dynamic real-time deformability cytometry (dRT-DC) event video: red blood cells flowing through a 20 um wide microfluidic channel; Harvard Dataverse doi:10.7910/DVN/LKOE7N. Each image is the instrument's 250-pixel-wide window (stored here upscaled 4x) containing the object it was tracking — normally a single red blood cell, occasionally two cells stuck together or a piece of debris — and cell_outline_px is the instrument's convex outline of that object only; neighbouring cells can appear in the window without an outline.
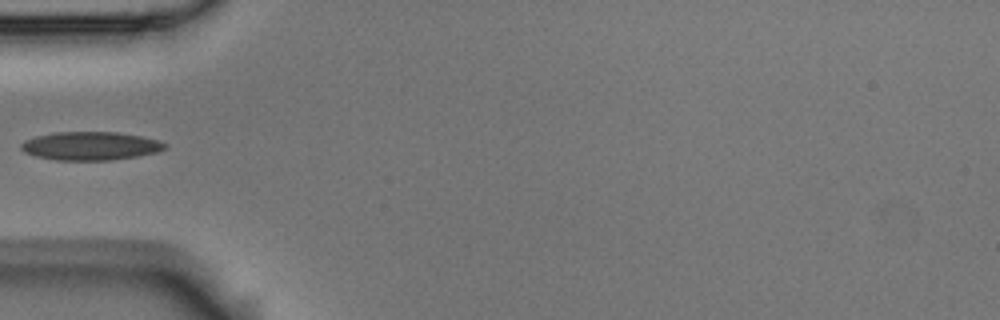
{"species": "Egyptian fruit bat (a non-hibernating species)", "species_latin": "Rousettus aegyptiacus", "temperature_condition": "room temperature", "stored_images_in_passage": 5, "camera_frame_rate_fps": 3000, "um_per_image_px": 0.085, "animal": {"sex": "male"}, "frame": {"image": 1, "passage_image": 5, "time_ms": 1.333, "image_size_px": [1000, 320], "cell_outline_px": [[168, 148], [160, 152], [112, 160], [56, 160], [36, 156], [24, 152], [20, 148], [20, 144], [24, 140], [36, 136], [56, 132], [116, 132], [140, 136], [160, 140], [168, 144]], "centroid_in_image_um": [7.73, 12.4], "position_along_channel_um": 77.3, "area_um2": 23.99}}